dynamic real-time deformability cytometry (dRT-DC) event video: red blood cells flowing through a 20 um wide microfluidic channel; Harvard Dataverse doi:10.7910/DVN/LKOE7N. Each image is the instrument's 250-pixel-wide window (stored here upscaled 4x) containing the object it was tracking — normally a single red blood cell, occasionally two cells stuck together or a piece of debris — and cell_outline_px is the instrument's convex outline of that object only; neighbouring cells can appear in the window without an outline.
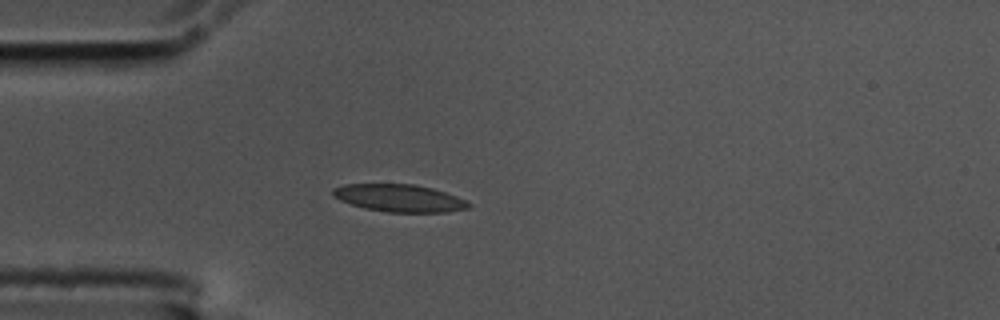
{"species": "common noctule bat (a hibernating species)", "species_latin": "Nyctalus noctula", "temperature_condition": "cold", "stored_images_in_passage": 32, "camera_frame_rate_fps": 3000, "um_per_image_px": 0.085, "animal": {"sex": "male", "body_mass_g": 17.5, "forearm_length_mm": 52.3}, "frame": {"image": 1, "passage_image": 1, "time_ms": 0.0, "image_size_px": [1000, 320], "cell_outline_px": [[472, 204], [468, 208], [448, 212], [388, 212], [364, 208], [340, 200], [332, 196], [332, 188], [344, 184], [416, 184], [432, 188], [456, 196]], "centroid_in_image_um": [33.92, 16.83], "position_along_channel_um": 51.1, "area_um2": 21.68}}
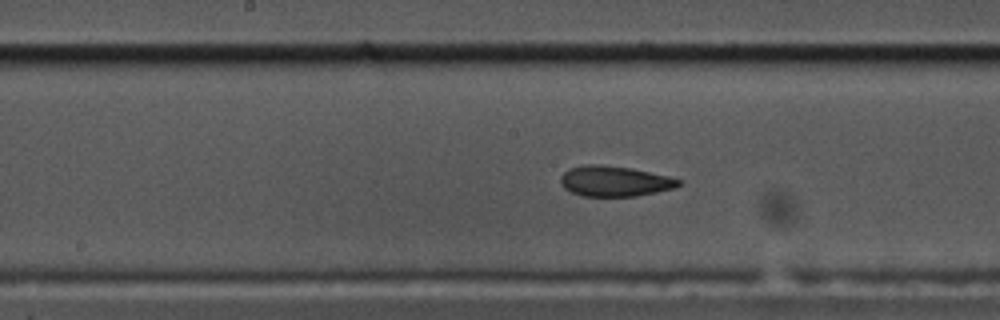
{"frame": {"image": 2, "passage_image": 14, "time_ms": 4.333, "image_size_px": [1000, 320], "cell_outline_px": [[684, 184], [676, 188], [636, 196], [580, 196], [564, 188], [560, 180], [560, 176], [568, 168], [588, 164], [600, 164], [628, 168], [668, 176], [684, 180]], "centroid_in_image_um": [52.27, 15.4], "position_along_channel_um": 195.9, "area_um2": 21.04}}
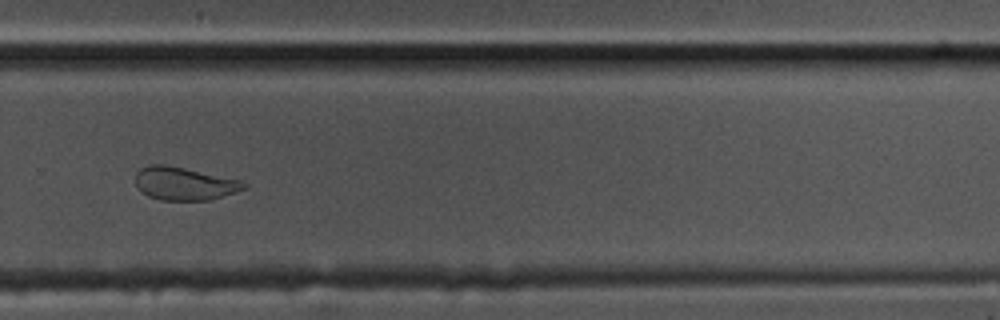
{"frame": {"image": 3, "passage_image": 24, "time_ms": 7.667, "image_size_px": [1000, 320], "cell_outline_px": [[248, 188], [236, 192], [208, 200], [160, 200], [148, 196], [136, 184], [136, 172], [140, 168], [148, 164], [160, 164], [184, 168], [240, 180], [248, 184]], "centroid_in_image_um": [15.67, 15.6], "position_along_channel_um": 314.1, "area_um2": 20.69}, "authors_computed_cell_mechanics": {"area_um2": 20.8658, "velocity_mm_per_s": 3.5509, "shape_relaxation_time_tau1_ms": 10.7214, "shape_relaxation_time_tau2_ms": 3.0166, "deformation_change_tau1": 0.202, "deformation_change_tau2": 0.0692}}